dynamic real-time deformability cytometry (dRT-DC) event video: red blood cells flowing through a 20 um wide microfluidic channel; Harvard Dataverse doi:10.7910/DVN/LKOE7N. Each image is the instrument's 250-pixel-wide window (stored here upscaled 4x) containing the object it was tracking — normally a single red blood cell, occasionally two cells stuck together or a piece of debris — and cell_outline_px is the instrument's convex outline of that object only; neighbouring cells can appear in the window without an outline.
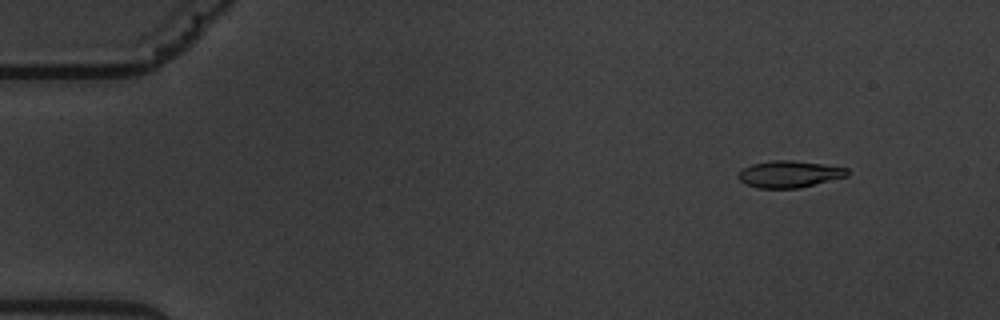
{"species": "common noctule bat (a hibernating species)", "species_latin": "Nyctalus noctula", "temperature_condition": "warm", "stored_images_in_passage": 8, "camera_frame_rate_fps": 3000, "um_per_image_px": 0.085, "animal": {"sex": "male", "body_mass_g": 19.5, "forearm_length_mm": 54.6}, "frame": {"image": 1, "passage_image": 2, "time_ms": 1.0, "image_size_px": [1000, 320], "cell_outline_px": [[848, 176], [800, 188], [756, 188], [740, 180], [736, 176], [744, 168], [752, 164], [772, 160], [792, 160], [824, 164], [848, 168]], "centroid_in_image_um": [67.11, 14.8], "position_along_channel_um": 17.9, "area_um2": 16.99}}
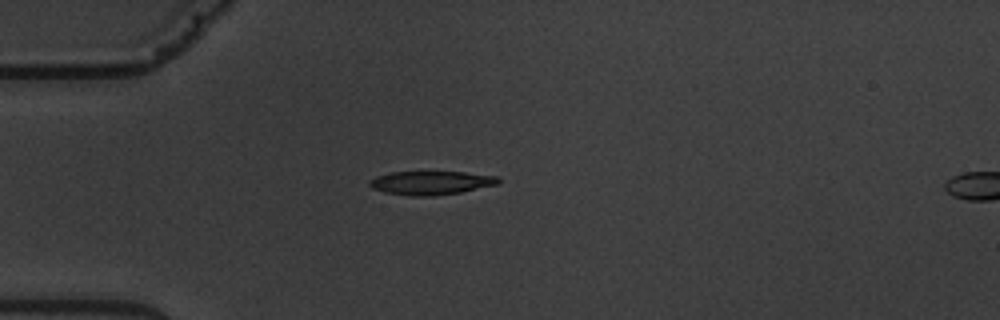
{"frame": {"image": 2, "passage_image": 4, "time_ms": 4.333, "image_size_px": [1000, 320], "cell_outline_px": [[500, 184], [460, 192], [432, 196], [408, 196], [384, 192], [372, 188], [368, 184], [368, 180], [376, 176], [392, 172], [464, 172], [500, 176]], "centroid_in_image_um": [36.64, 15.54], "position_along_channel_um": 48.4, "area_um2": 17.92}}
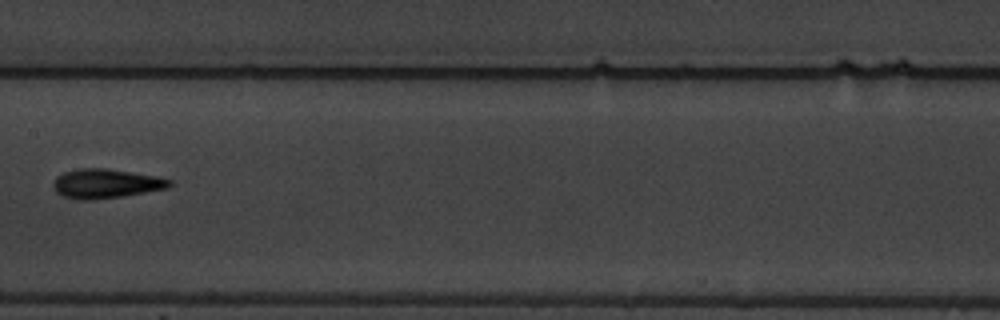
{"frame": {"image": 3, "passage_image": 8, "time_ms": 9.0, "image_size_px": [1000, 320], "cell_outline_px": [[172, 184], [168, 188], [124, 196], [96, 200], [76, 200], [64, 196], [56, 192], [52, 188], [52, 184], [56, 176], [64, 172], [80, 168], [108, 168], [160, 176], [172, 180]], "centroid_in_image_um": [9.01, 15.6], "position_along_channel_um": 198.4, "area_um2": 20.29}}